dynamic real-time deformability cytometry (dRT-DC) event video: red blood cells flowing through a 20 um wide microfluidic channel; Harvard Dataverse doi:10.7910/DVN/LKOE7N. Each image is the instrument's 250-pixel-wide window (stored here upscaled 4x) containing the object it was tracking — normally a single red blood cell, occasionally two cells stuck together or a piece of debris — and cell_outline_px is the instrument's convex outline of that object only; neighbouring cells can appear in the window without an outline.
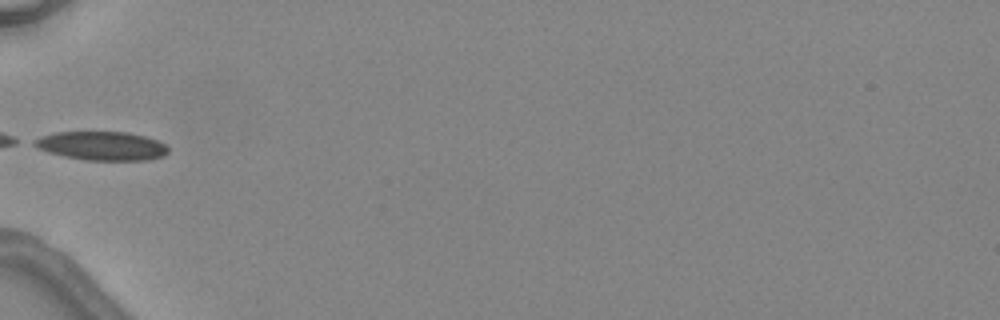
{"species": "common noctule bat (a hibernating species)", "species_latin": "Nyctalus noctula", "temperature_condition": "warm", "stored_images_in_passage": 6, "camera_frame_rate_fps": 3000, "um_per_image_px": 0.085, "animal": {"sex": "female", "body_mass_g": 24.6, "forearm_length_mm": 56.2}, "frame": {"image": 1, "passage_image": 6, "time_ms": 6.333, "image_size_px": [1000, 320], "cell_outline_px": [[168, 152], [164, 156], [148, 160], [84, 160], [64, 156], [48, 152], [36, 148], [28, 144], [32, 140], [40, 136], [56, 132], [128, 132], [160, 140], [168, 148]], "centroid_in_image_um": [8.61, 12.39], "position_along_channel_um": 76.4, "area_um2": 22.77}}